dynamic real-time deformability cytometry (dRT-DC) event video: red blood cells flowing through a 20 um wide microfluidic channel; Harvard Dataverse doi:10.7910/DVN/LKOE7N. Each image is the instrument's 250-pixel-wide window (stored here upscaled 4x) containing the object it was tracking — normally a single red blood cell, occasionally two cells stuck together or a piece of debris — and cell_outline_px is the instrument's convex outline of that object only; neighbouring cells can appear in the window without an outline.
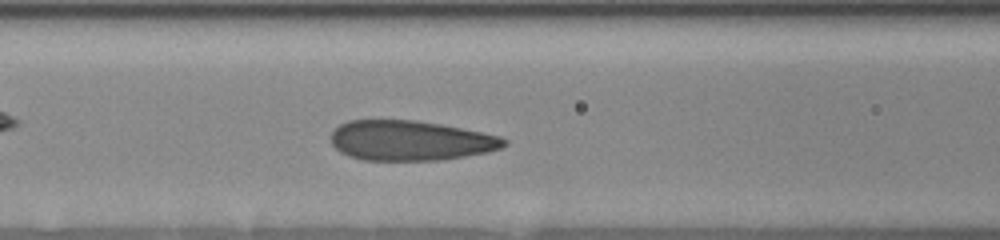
{"species": "human", "species_latin": "Homo sapiens", "temperature_condition": "room temperature", "stored_images_in_passage": 7, "segment_of_instrument_passage": [1, 2], "camera_frame_rate_fps": 3000, "um_per_image_px": 0.085, "donor": {"sex": "female"}, "frame": {"image": 1, "passage_image": 6, "time_ms": 4.0, "image_size_px": [1000, 240], "cell_outline_px": [[508, 144], [500, 148], [488, 152], [444, 160], [364, 160], [348, 156], [340, 152], [332, 144], [332, 132], [340, 124], [348, 120], [416, 120], [440, 124], [500, 136], [508, 140]], "centroid_in_image_um": [34.89, 11.95], "position_along_channel_um": 131.7, "area_um2": 40.34}}